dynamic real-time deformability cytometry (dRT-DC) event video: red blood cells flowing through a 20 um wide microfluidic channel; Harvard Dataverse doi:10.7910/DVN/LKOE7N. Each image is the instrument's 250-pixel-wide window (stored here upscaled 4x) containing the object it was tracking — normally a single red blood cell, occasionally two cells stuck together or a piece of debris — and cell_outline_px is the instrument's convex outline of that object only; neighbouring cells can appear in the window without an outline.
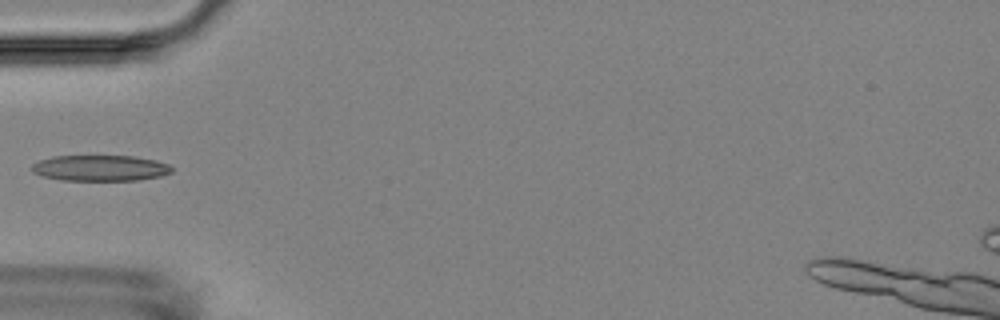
{"species": "Egyptian fruit bat (a non-hibernating species)", "species_latin": "Rousettus aegyptiacus", "temperature_condition": "room temperature", "stored_images_in_passage": 5, "camera_frame_rate_fps": 3000, "um_per_image_px": 0.085, "animal": {"sex": "female"}, "frame": {"image": 1, "passage_image": 5, "time_ms": 5.0, "image_size_px": [1000, 320], "cell_outline_px": [[172, 172], [160, 176], [140, 180], [60, 180], [44, 176], [32, 172], [32, 164], [40, 160], [52, 156], [132, 156], [156, 160], [168, 164], [172, 168]], "centroid_in_image_um": [8.52, 14.28], "position_along_channel_um": 76.5, "area_um2": 21.04}}